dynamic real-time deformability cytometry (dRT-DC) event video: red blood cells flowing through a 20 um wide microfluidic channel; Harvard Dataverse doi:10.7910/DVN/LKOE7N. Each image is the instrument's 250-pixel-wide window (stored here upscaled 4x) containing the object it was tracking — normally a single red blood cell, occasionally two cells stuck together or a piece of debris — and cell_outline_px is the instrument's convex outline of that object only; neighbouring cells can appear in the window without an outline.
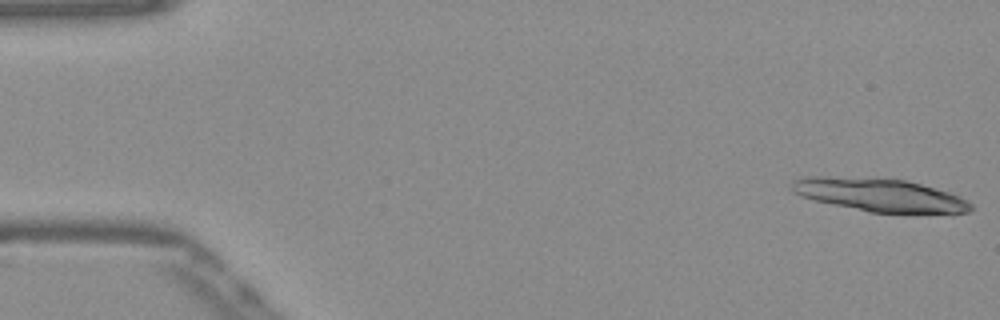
{"species": "Egyptian fruit bat (a non-hibernating species)", "species_latin": "Rousettus aegyptiacus", "temperature_condition": "warm", "stored_images_in_passage": 51, "camera_frame_rate_fps": 3000, "um_per_image_px": 0.085, "frame": {"image": 1, "passage_image": 1, "time_ms": 0.0, "image_size_px": [1000, 320], "cell_outline_px": [[972, 208], [968, 212], [868, 212], [832, 204], [800, 196], [792, 192], [792, 184], [796, 180], [804, 176], [828, 176], [904, 180], [920, 184], [948, 192], [960, 196], [968, 200], [972, 204]], "centroid_in_image_um": [74.73, 16.56], "position_along_channel_um": 10.3, "area_um2": 33.81}}
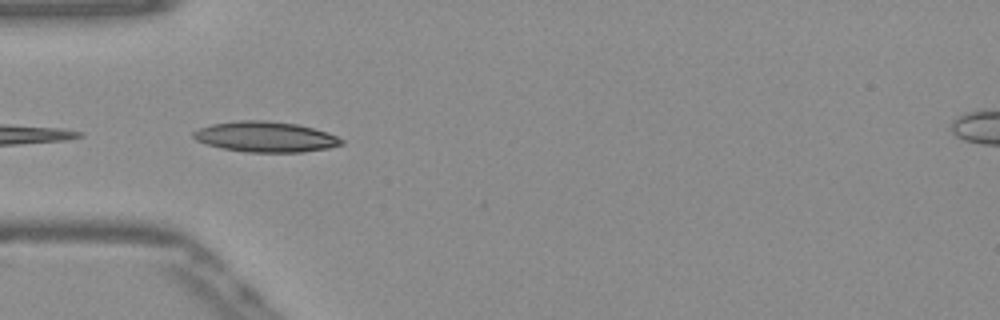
{"frame": {"image": 2, "passage_image": 16, "time_ms": 5.0, "image_size_px": [1000, 320], "cell_outline_px": [[344, 144], [328, 148], [300, 152], [244, 152], [220, 148], [196, 140], [192, 136], [192, 132], [200, 128], [212, 124], [240, 120], [264, 120], [296, 124], [328, 132], [344, 140]], "centroid_in_image_um": [22.56, 11.63], "position_along_channel_um": 62.4, "area_um2": 26.24}}